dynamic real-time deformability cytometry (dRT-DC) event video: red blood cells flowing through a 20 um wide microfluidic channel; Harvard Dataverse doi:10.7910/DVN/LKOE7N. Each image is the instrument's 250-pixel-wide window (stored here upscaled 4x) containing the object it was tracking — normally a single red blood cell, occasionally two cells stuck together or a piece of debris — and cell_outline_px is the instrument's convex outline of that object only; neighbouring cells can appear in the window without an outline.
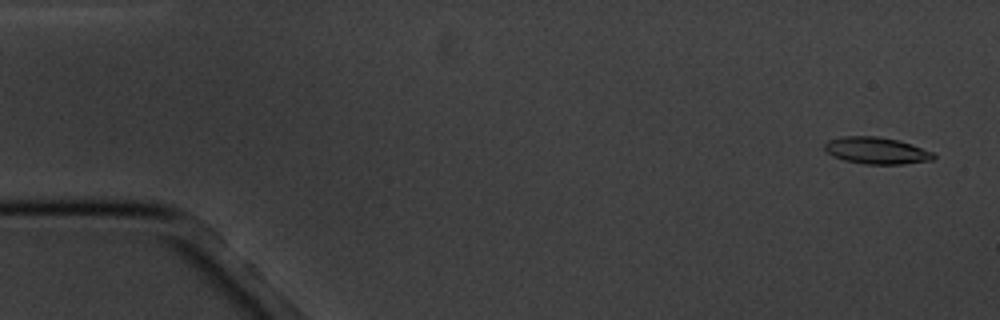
{"species": "common noctule bat (a hibernating species)", "species_latin": "Nyctalus noctula", "temperature_condition": "cold", "stored_images_in_passage": 6, "segment_of_instrument_passage": [1, 2], "camera_frame_rate_fps": 3000, "um_per_image_px": 0.085, "animal": {"sex": "male", "body_mass_g": 20.1, "forearm_length_mm": 53.5}, "frame": {"image": 1, "passage_image": 1, "time_ms": 0.0, "image_size_px": [1000, 320], "cell_outline_px": [[936, 156], [932, 160], [900, 164], [864, 164], [844, 160], [832, 156], [824, 148], [824, 144], [828, 140], [840, 136], [876, 136], [900, 140], [936, 152]], "centroid_in_image_um": [74.52, 12.79], "position_along_channel_um": 10.5, "area_um2": 17.22}}